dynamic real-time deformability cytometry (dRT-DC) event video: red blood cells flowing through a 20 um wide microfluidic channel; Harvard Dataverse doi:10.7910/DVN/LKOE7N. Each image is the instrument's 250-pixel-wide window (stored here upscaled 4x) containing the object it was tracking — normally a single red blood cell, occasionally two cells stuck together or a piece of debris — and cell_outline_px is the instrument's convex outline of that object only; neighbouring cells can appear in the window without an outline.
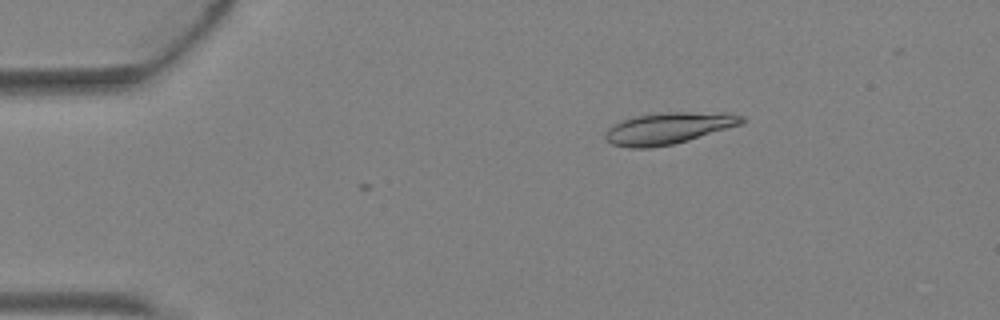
{"species": "Egyptian fruit bat (a non-hibernating species)", "species_latin": "Rousettus aegyptiacus", "temperature_condition": "warm", "stored_images_in_passage": 5, "camera_frame_rate_fps": 3000, "um_per_image_px": 0.085, "animal": {"sex": "female"}, "frame": {"image": 1, "passage_image": 3, "time_ms": 0.667, "image_size_px": [1000, 320], "cell_outline_px": [[748, 120], [744, 124], [688, 140], [672, 144], [648, 148], [628, 148], [612, 144], [604, 136], [604, 132], [608, 128], [624, 120], [636, 116], [660, 112], [728, 112], [744, 116]], "centroid_in_image_um": [56.9, 10.88], "position_along_channel_um": 28.1, "area_um2": 25.32}}